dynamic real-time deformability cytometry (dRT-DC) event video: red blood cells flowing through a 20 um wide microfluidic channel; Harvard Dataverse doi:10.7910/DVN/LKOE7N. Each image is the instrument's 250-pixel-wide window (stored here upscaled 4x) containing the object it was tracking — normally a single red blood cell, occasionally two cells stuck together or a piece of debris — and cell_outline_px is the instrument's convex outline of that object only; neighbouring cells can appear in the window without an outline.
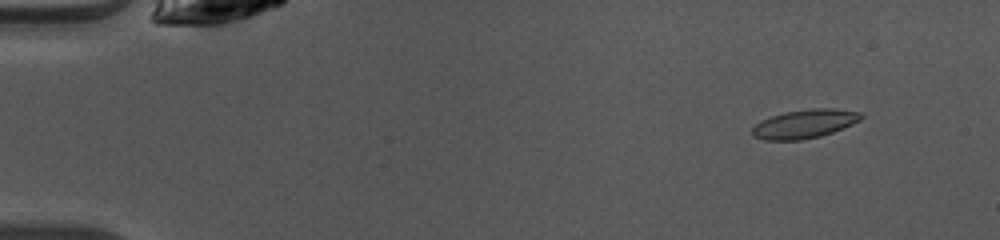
{"species": "common noctule bat (a hibernating species)", "species_latin": "Nyctalus noctula", "temperature_condition": "warm", "stored_images_in_passage": 49, "camera_frame_rate_fps": 3000, "um_per_image_px": 0.085, "animal": {"sex": "female", "body_mass_g": 10.0, "forearm_length_mm": 53.1}, "frame": {"image": 1, "passage_image": 5, "time_ms": 1.333, "image_size_px": [1000, 240], "cell_outline_px": [[864, 116], [860, 120], [852, 124], [832, 132], [820, 136], [800, 140], [764, 140], [752, 136], [752, 128], [760, 120], [784, 112], [812, 108], [832, 108], [860, 112]], "centroid_in_image_um": [68.37, 10.52], "position_along_channel_um": 16.6, "area_um2": 18.21}}
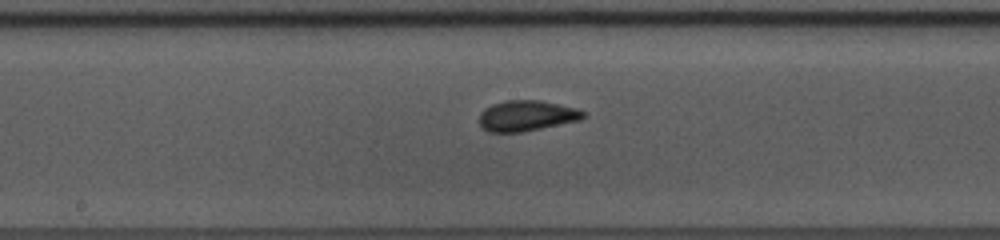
{"frame": {"image": 2, "passage_image": 26, "time_ms": 8.333, "image_size_px": [1000, 240], "cell_outline_px": [[588, 116], [580, 120], [520, 132], [488, 132], [480, 124], [480, 112], [492, 104], [504, 100], [540, 100], [576, 108], [584, 112]], "centroid_in_image_um": [44.77, 9.83], "position_along_channel_um": 203.4, "area_um2": 18.44}}
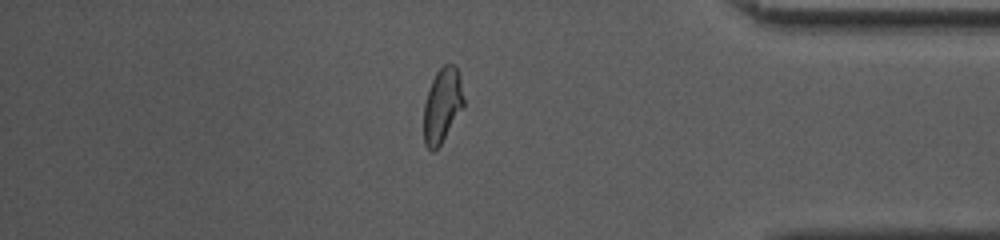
{"frame": {"image": 3, "passage_image": 42, "time_ms": 13.667, "image_size_px": [1000, 240], "cell_outline_px": [[464, 108], [440, 144], [432, 152], [424, 144], [424, 104], [428, 88], [436, 72], [444, 64], [456, 64], [460, 76], [464, 100]], "centroid_in_image_um": [37.6, 8.92], "position_along_channel_um": 397.6, "area_um2": 17.51}, "authors_computed_cell_mechanics": {"area_um2": 18.0914, "velocity_mm_per_s": 4.0941, "shape_relaxation_time_tau1_ms": 4.0921, "shape_relaxation_time_tau2_ms": 0.9587, "deformation_change_tau1": 0.1396, "deformation_change_tau2": 0.0483}}